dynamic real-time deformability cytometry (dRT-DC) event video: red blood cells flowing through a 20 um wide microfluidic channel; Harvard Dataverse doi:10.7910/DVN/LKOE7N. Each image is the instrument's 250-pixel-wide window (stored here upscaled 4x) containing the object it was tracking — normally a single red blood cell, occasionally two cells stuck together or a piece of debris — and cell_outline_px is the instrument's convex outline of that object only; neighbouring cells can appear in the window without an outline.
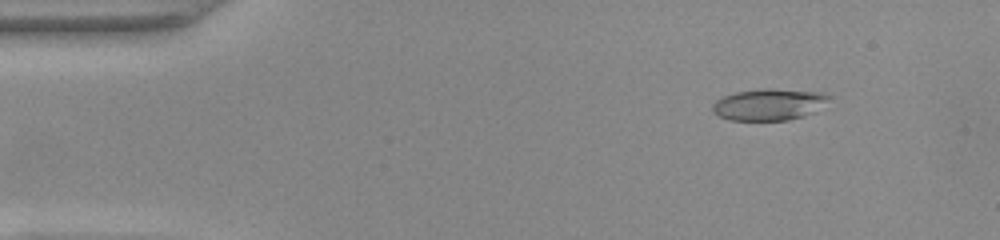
{"species": "common noctule bat (a hibernating species)", "species_latin": "Nyctalus noctula", "temperature_condition": "warm", "stored_images_in_passage": 46, "camera_frame_rate_fps": 3000, "um_per_image_px": 0.085, "animal": {"sex": "female", "body_mass_g": 22.0, "forearm_length_mm": 56.7}, "frame": {"image": 1, "passage_image": 2, "time_ms": 0.333, "image_size_px": [1000, 240], "cell_outline_px": [[832, 96], [812, 112], [804, 116], [788, 120], [728, 120], [712, 112], [712, 104], [716, 100], [724, 96], [736, 92], [764, 88], [768, 88], [824, 92]], "centroid_in_image_um": [65.33, 8.87], "position_along_channel_um": 19.7, "area_um2": 21.33}}
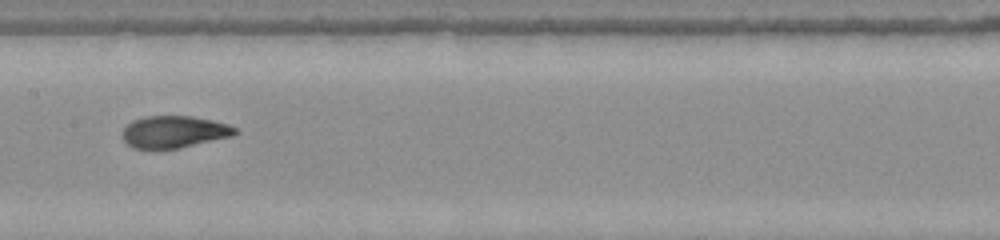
{"frame": {"image": 2, "passage_image": 21, "time_ms": 6.667, "image_size_px": [1000, 240], "cell_outline_px": [[240, 132], [232, 136], [180, 148], [132, 148], [124, 140], [124, 128], [132, 120], [144, 116], [192, 116], [212, 120], [228, 124], [236, 128]], "centroid_in_image_um": [14.83, 11.19], "position_along_channel_um": 192.6, "area_um2": 20.92}}
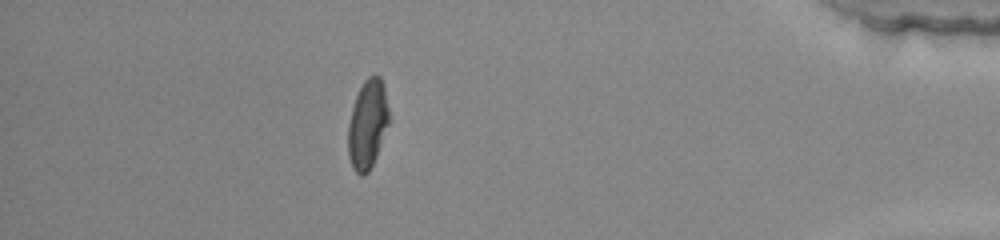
{"frame": {"image": 3, "passage_image": 40, "time_ms": 13.0, "image_size_px": [1000, 240], "cell_outline_px": [[388, 124], [376, 156], [368, 172], [364, 176], [360, 176], [352, 168], [348, 156], [348, 124], [352, 108], [356, 96], [364, 80], [368, 76], [380, 76], [384, 88], [388, 108]], "centroid_in_image_um": [31.22, 10.59], "position_along_channel_um": 404.0, "area_um2": 20.92}, "authors_computed_cell_mechanics": {"area_um2": 21.4438, "velocity_mm_per_s": 4.0988, "shape_relaxation_time_tau1_ms": 6.3516, "shape_relaxation_time_tau2_ms": 0.9101, "deformation_change_tau1": 0.2089, "deformation_change_tau2": 0.0631}}